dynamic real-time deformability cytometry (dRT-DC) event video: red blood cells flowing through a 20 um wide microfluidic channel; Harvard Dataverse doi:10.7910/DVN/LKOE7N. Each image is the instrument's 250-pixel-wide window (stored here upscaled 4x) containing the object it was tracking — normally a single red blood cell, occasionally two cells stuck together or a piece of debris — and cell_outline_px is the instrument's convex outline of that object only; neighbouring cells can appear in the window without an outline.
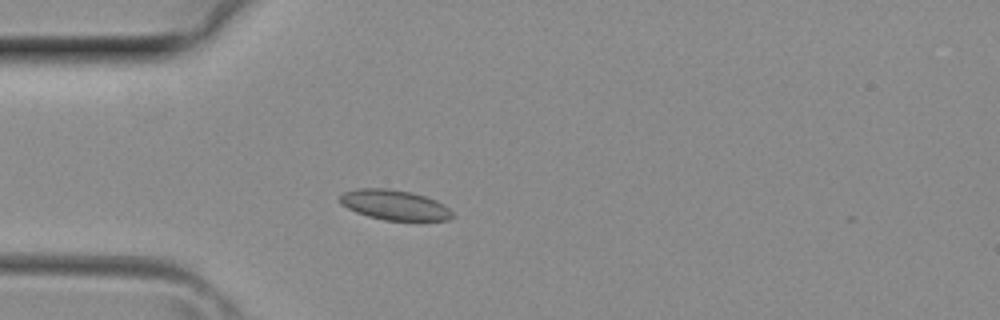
{"species": "common noctule bat (a hibernating species)", "species_latin": "Nyctalus noctula", "temperature_condition": "room temperature", "stored_images_in_passage": 37, "camera_frame_rate_fps": 3000, "um_per_image_px": 0.085, "animal": {"sex": "female", "body_mass_g": 29.2, "forearm_length_mm": 56.3}, "frame": {"image": 1, "passage_image": 8, "time_ms": 2.333, "image_size_px": [1000, 320], "cell_outline_px": [[456, 216], [448, 220], [384, 220], [368, 216], [356, 212], [340, 204], [340, 196], [344, 192], [356, 188], [388, 188], [412, 192], [436, 200], [444, 204]], "centroid_in_image_um": [33.54, 17.41], "position_along_channel_um": 51.5, "area_um2": 19.77}}
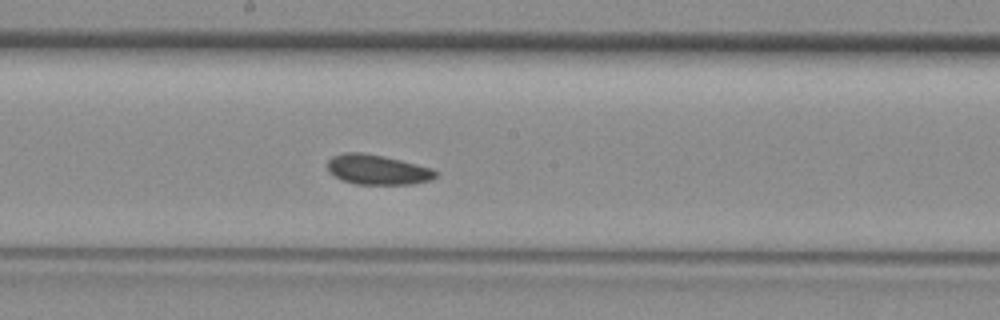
{"frame": {"image": 2, "passage_image": 18, "time_ms": 5.667, "image_size_px": [1000, 320], "cell_outline_px": [[436, 176], [428, 180], [412, 184], [356, 184], [340, 180], [328, 168], [328, 160], [332, 156], [344, 152], [360, 152], [384, 156], [432, 168], [436, 172]], "centroid_in_image_um": [32.06, 14.41], "position_along_channel_um": 216.1, "area_um2": 18.61}}
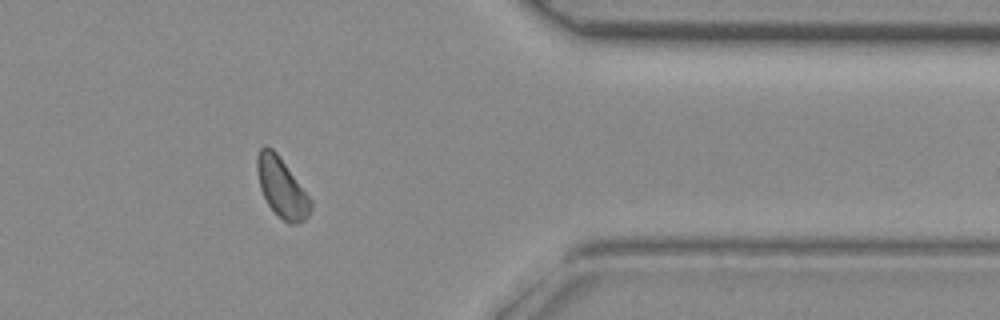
{"frame": {"image": 3, "passage_image": 29, "time_ms": 9.333, "image_size_px": [1000, 320], "cell_outline_px": [[312, 208], [308, 216], [304, 220], [296, 224], [288, 224], [268, 204], [260, 188], [256, 168], [256, 156], [260, 148], [272, 148], [276, 152], [312, 200]], "centroid_in_image_um": [23.95, 15.96], "position_along_channel_um": 387.4, "area_um2": 18.26}}